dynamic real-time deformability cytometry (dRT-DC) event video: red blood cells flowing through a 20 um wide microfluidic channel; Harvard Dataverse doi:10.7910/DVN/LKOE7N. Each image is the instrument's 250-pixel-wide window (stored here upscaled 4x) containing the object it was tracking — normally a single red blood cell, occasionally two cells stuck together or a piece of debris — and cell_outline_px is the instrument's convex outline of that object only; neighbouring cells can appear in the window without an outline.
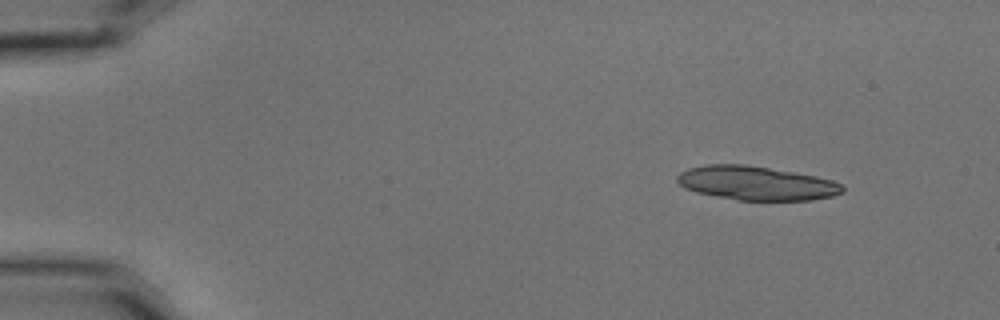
{"species": "common noctule bat (a hibernating species)", "species_latin": "Nyctalus noctula", "temperature_condition": "cold", "stored_images_in_passage": 16, "camera_frame_rate_fps": 3000, "um_per_image_px": 0.085, "animal": {"sex": "male", "body_mass_g": 15.6}, "frame": {"image": 1, "passage_image": 1, "time_ms": 0.0, "image_size_px": [1000, 320], "cell_outline_px": [[844, 192], [832, 196], [812, 200], [736, 200], [696, 192], [684, 188], [676, 180], [676, 176], [680, 172], [688, 168], [708, 164], [744, 164], [816, 176], [832, 180], [840, 184], [844, 188]], "centroid_in_image_um": [64.26, 15.57], "position_along_channel_um": 20.7, "area_um2": 32.6}}